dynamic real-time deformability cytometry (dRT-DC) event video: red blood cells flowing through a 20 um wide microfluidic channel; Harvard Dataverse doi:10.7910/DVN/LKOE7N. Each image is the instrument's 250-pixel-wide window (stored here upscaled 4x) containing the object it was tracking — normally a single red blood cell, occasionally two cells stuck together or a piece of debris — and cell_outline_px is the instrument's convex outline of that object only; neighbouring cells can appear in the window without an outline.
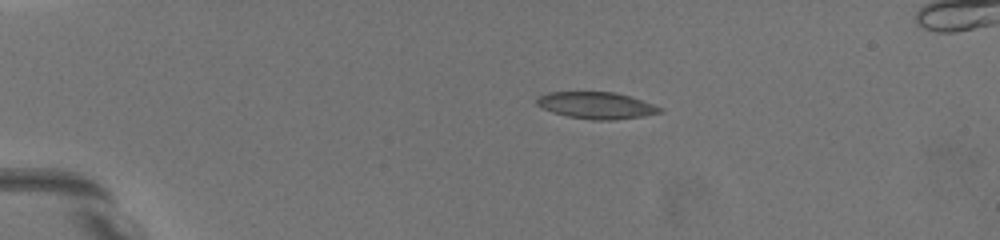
{"species": "common noctule bat (a hibernating species)", "species_latin": "Nyctalus noctula", "temperature_condition": "warm", "stored_images_in_passage": 53, "camera_frame_rate_fps": 3000, "um_per_image_px": 0.085, "animal": {"sex": "female", "body_mass_g": 19.5, "forearm_length_mm": 54.1}, "frame": {"image": 1, "passage_image": 14, "time_ms": 4.667, "image_size_px": [1000, 240], "cell_outline_px": [[664, 112], [644, 116], [612, 120], [592, 120], [568, 116], [544, 108], [536, 104], [536, 100], [540, 96], [548, 92], [612, 92], [628, 96], [652, 104], [660, 108]], "centroid_in_image_um": [50.7, 8.96], "position_along_channel_um": 34.3, "area_um2": 18.79}}
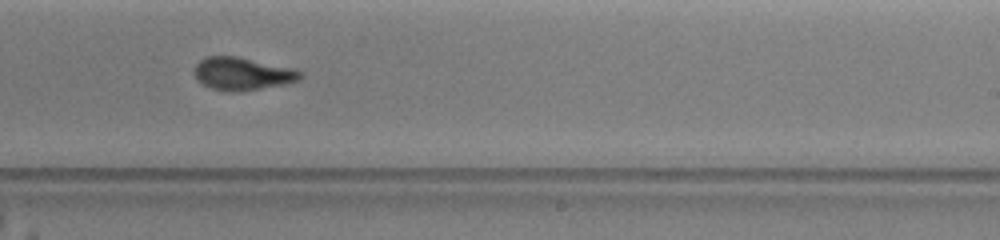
{"frame": {"image": 2, "passage_image": 38, "time_ms": 13.0, "image_size_px": [1000, 240], "cell_outline_px": [[304, 76], [300, 80], [260, 88], [228, 92], [212, 88], [196, 80], [196, 64], [200, 60], [208, 56], [236, 56], [292, 68], [304, 72]], "centroid_in_image_um": [20.62, 6.25], "position_along_channel_um": 268.4, "area_um2": 19.83}}
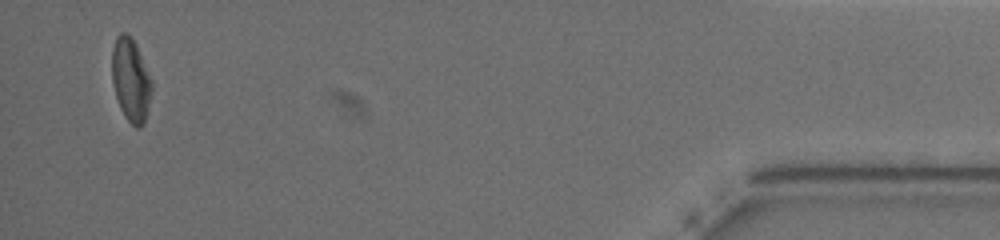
{"frame": {"image": 3, "passage_image": 53, "time_ms": 19.333, "image_size_px": [1000, 240], "cell_outline_px": [[152, 92], [144, 124], [140, 128], [136, 128], [124, 116], [120, 108], [116, 96], [112, 80], [112, 48], [116, 36], [120, 32], [128, 32], [132, 36], [136, 44], [152, 80]], "centroid_in_image_um": [11.12, 6.77], "position_along_channel_um": 424.1, "area_um2": 19.54}, "authors_computed_cell_mechanics": {"area_um2": 19.8254, "velocity_mm_per_s": 3.5983, "shape_relaxation_time_tau1_ms": 4.844, "shape_relaxation_time_tau2_ms": 2.1426, "deformation_change_tau1": 0.1503, "deformation_change_tau2": 0.0903}}